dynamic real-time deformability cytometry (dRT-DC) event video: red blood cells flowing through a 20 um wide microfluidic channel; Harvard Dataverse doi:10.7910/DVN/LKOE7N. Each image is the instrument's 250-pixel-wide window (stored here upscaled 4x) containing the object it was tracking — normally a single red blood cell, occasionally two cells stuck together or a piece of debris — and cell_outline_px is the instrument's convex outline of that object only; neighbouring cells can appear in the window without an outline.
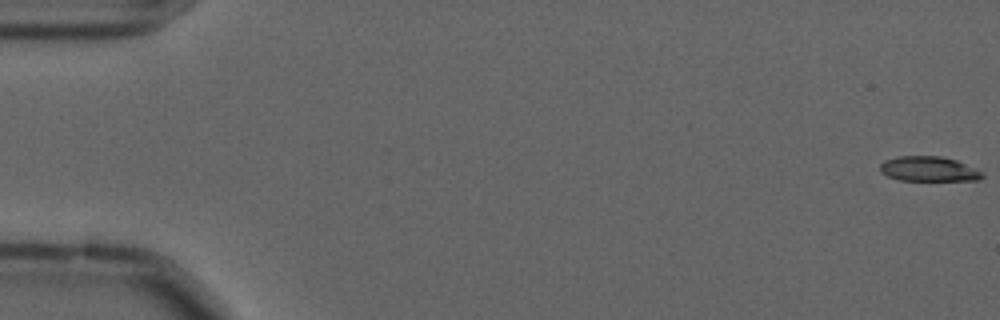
{"species": "common noctule bat (a hibernating species)", "species_latin": "Nyctalus noctula", "temperature_condition": "cold", "stored_images_in_passage": 58, "camera_frame_rate_fps": 3000, "um_per_image_px": 0.085, "animal": {"sex": "male", "forearm_length_mm": 52.5}, "frame": {"image": 1, "passage_image": 1, "time_ms": 0.0, "image_size_px": [1000, 320], "cell_outline_px": [[984, 176], [980, 180], [900, 180], [888, 176], [880, 172], [880, 164], [884, 160], [896, 156], [940, 156], [956, 160], [976, 168], [984, 172]], "centroid_in_image_um": [78.95, 14.36], "position_along_channel_um": 6.1, "area_um2": 14.91}}
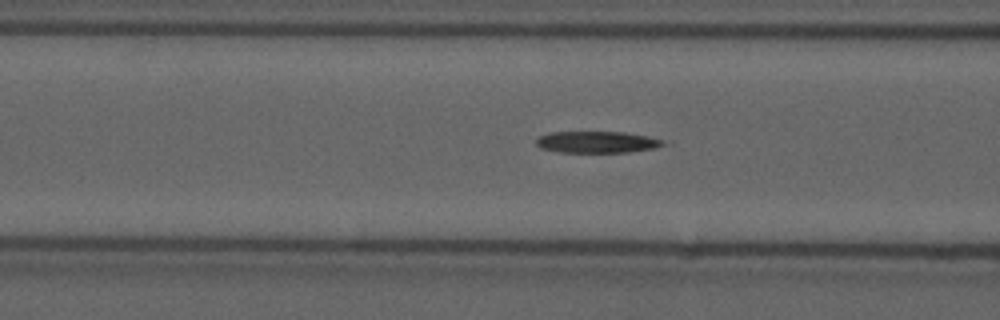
{"frame": {"image": 2, "passage_image": 23, "time_ms": 7.333, "image_size_px": [1000, 320], "cell_outline_px": [[672, 144], [656, 148], [628, 152], [560, 152], [540, 148], [536, 144], [536, 140], [540, 136], [552, 132], [624, 132], [644, 136], [660, 140]], "centroid_in_image_um": [50.77, 12.08], "position_along_channel_um": 115.8, "area_um2": 15.9}}
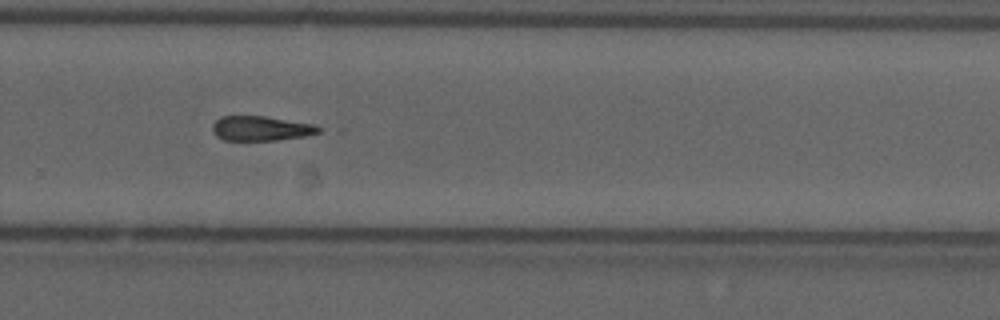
{"frame": {"image": 3, "passage_image": 39, "time_ms": 12.667, "image_size_px": [1000, 320], "cell_outline_px": [[320, 132], [304, 136], [276, 140], [224, 140], [216, 136], [212, 132], [212, 124], [220, 116], [264, 116], [312, 124], [320, 128]], "centroid_in_image_um": [22.11, 10.91], "position_along_channel_um": 307.7, "area_um2": 15.14}}